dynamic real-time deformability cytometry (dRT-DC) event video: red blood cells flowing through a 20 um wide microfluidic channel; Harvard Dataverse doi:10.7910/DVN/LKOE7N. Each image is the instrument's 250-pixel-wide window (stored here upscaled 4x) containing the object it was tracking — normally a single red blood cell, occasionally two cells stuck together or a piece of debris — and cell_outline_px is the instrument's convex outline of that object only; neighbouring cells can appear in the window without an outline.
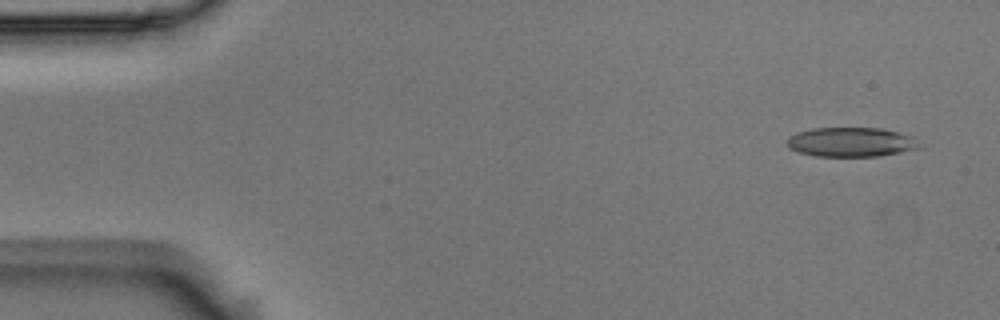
{"species": "Egyptian fruit bat (a non-hibernating species)", "species_latin": "Rousettus aegyptiacus", "temperature_condition": "room temperature", "stored_images_in_passage": 4, "camera_frame_rate_fps": 3000, "um_per_image_px": 0.085, "animal": {"sex": "male"}, "frame": {"image": 1, "passage_image": 1, "time_ms": 0.0, "image_size_px": [1000, 320], "cell_outline_px": [[920, 148], [900, 152], [876, 156], [816, 156], [800, 152], [788, 148], [784, 140], [788, 136], [796, 132], [812, 128], [880, 128], [912, 136]], "centroid_in_image_um": [72.24, 12.07], "position_along_channel_um": 12.8, "area_um2": 22.6}}
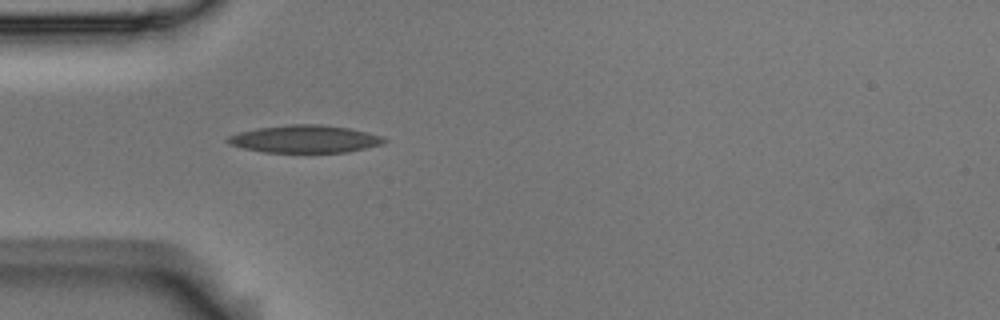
{"frame": {"image": 2, "passage_image": 4, "time_ms": 1.0, "image_size_px": [1000, 320], "cell_outline_px": [[388, 140], [380, 144], [348, 152], [264, 152], [244, 148], [228, 144], [224, 140], [228, 136], [240, 132], [256, 128], [288, 124], [320, 124], [348, 128], [368, 132], [380, 136]], "centroid_in_image_um": [25.86, 11.81], "position_along_channel_um": 59.1, "area_um2": 25.03}}